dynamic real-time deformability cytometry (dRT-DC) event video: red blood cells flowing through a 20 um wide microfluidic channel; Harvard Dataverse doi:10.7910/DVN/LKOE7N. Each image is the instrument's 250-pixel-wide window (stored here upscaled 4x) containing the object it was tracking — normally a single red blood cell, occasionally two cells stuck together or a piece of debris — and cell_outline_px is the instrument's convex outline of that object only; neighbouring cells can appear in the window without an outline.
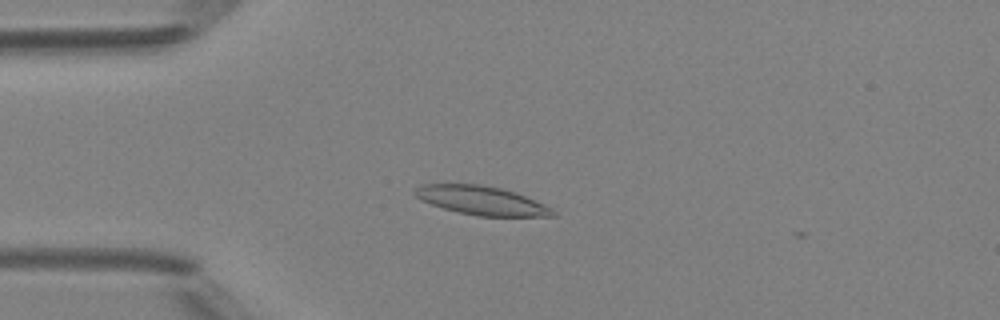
{"species": "Egyptian fruit bat (a non-hibernating species)", "species_latin": "Rousettus aegyptiacus", "temperature_condition": "room temperature", "stored_images_in_passage": 40, "camera_frame_rate_fps": 3000, "um_per_image_px": 0.085, "animal": {"sex": "female"}, "frame": {"image": 1, "passage_image": 4, "time_ms": 1.0, "image_size_px": [1000, 320], "cell_outline_px": [[560, 216], [476, 216], [444, 208], [432, 204], [416, 196], [412, 192], [420, 184], [480, 184], [500, 188], [524, 196], [544, 204], [552, 208]], "centroid_in_image_um": [40.95, 17.04], "position_along_channel_um": 44.1, "area_um2": 22.83}}
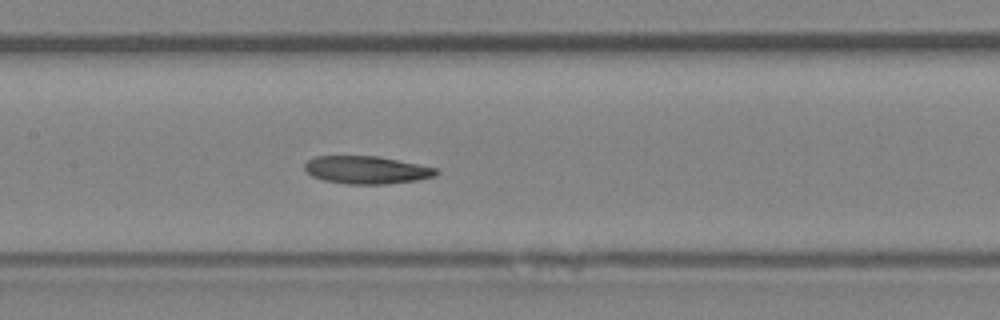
{"frame": {"image": 2, "passage_image": 15, "time_ms": 4.667, "image_size_px": [1000, 320], "cell_outline_px": [[440, 172], [436, 176], [416, 180], [388, 184], [348, 184], [324, 180], [312, 176], [304, 168], [304, 164], [308, 160], [316, 156], [376, 156], [440, 168]], "centroid_in_image_um": [31.2, 14.44], "position_along_channel_um": 176.2, "area_um2": 21.33}}
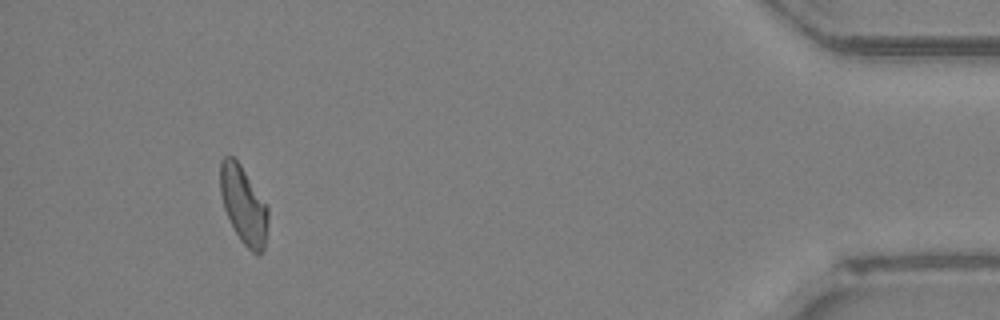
{"frame": {"image": 3, "passage_image": 37, "time_ms": 12.0, "image_size_px": [1000, 320], "cell_outline_px": [[268, 220], [264, 248], [256, 256], [240, 240], [224, 208], [220, 196], [220, 160], [224, 156], [232, 156], [240, 164], [268, 204]], "centroid_in_image_um": [20.71, 17.4], "position_along_channel_um": 414.5, "area_um2": 21.68}}